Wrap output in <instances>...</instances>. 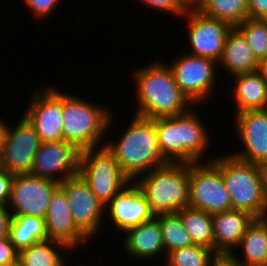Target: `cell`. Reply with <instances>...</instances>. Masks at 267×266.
I'll list each match as a JSON object with an SVG mask.
<instances>
[{"label": "cell", "mask_w": 267, "mask_h": 266, "mask_svg": "<svg viewBox=\"0 0 267 266\" xmlns=\"http://www.w3.org/2000/svg\"><path fill=\"white\" fill-rule=\"evenodd\" d=\"M79 175L105 206L131 182L105 146L81 151Z\"/></svg>", "instance_id": "obj_7"}, {"label": "cell", "mask_w": 267, "mask_h": 266, "mask_svg": "<svg viewBox=\"0 0 267 266\" xmlns=\"http://www.w3.org/2000/svg\"><path fill=\"white\" fill-rule=\"evenodd\" d=\"M236 113L267 109V81L261 70L232 77Z\"/></svg>", "instance_id": "obj_21"}, {"label": "cell", "mask_w": 267, "mask_h": 266, "mask_svg": "<svg viewBox=\"0 0 267 266\" xmlns=\"http://www.w3.org/2000/svg\"><path fill=\"white\" fill-rule=\"evenodd\" d=\"M81 151L73 144L42 142L34 158L30 174L58 183L79 175Z\"/></svg>", "instance_id": "obj_15"}, {"label": "cell", "mask_w": 267, "mask_h": 266, "mask_svg": "<svg viewBox=\"0 0 267 266\" xmlns=\"http://www.w3.org/2000/svg\"><path fill=\"white\" fill-rule=\"evenodd\" d=\"M215 252L201 245L176 249L166 255L165 266H209Z\"/></svg>", "instance_id": "obj_30"}, {"label": "cell", "mask_w": 267, "mask_h": 266, "mask_svg": "<svg viewBox=\"0 0 267 266\" xmlns=\"http://www.w3.org/2000/svg\"><path fill=\"white\" fill-rule=\"evenodd\" d=\"M255 217L241 210L229 209L212 215L213 251L233 253Z\"/></svg>", "instance_id": "obj_19"}, {"label": "cell", "mask_w": 267, "mask_h": 266, "mask_svg": "<svg viewBox=\"0 0 267 266\" xmlns=\"http://www.w3.org/2000/svg\"><path fill=\"white\" fill-rule=\"evenodd\" d=\"M213 157V158H212ZM222 173L231 200V209L246 211L255 218L267 217V199L264 192L261 165L237 159L232 155H212Z\"/></svg>", "instance_id": "obj_4"}, {"label": "cell", "mask_w": 267, "mask_h": 266, "mask_svg": "<svg viewBox=\"0 0 267 266\" xmlns=\"http://www.w3.org/2000/svg\"><path fill=\"white\" fill-rule=\"evenodd\" d=\"M141 176L134 182L156 216L174 214L189 207L188 163H167Z\"/></svg>", "instance_id": "obj_6"}, {"label": "cell", "mask_w": 267, "mask_h": 266, "mask_svg": "<svg viewBox=\"0 0 267 266\" xmlns=\"http://www.w3.org/2000/svg\"><path fill=\"white\" fill-rule=\"evenodd\" d=\"M11 266H21L19 263H16L14 265H11Z\"/></svg>", "instance_id": "obj_42"}, {"label": "cell", "mask_w": 267, "mask_h": 266, "mask_svg": "<svg viewBox=\"0 0 267 266\" xmlns=\"http://www.w3.org/2000/svg\"><path fill=\"white\" fill-rule=\"evenodd\" d=\"M14 176L15 174L4 168L0 170V206L2 207L8 208Z\"/></svg>", "instance_id": "obj_34"}, {"label": "cell", "mask_w": 267, "mask_h": 266, "mask_svg": "<svg viewBox=\"0 0 267 266\" xmlns=\"http://www.w3.org/2000/svg\"><path fill=\"white\" fill-rule=\"evenodd\" d=\"M260 64L243 35L233 27L227 35L223 55L218 65L233 77L260 70Z\"/></svg>", "instance_id": "obj_22"}, {"label": "cell", "mask_w": 267, "mask_h": 266, "mask_svg": "<svg viewBox=\"0 0 267 266\" xmlns=\"http://www.w3.org/2000/svg\"><path fill=\"white\" fill-rule=\"evenodd\" d=\"M64 250H69L65 244L48 239L20 250L18 263L21 266H67L61 255Z\"/></svg>", "instance_id": "obj_26"}, {"label": "cell", "mask_w": 267, "mask_h": 266, "mask_svg": "<svg viewBox=\"0 0 267 266\" xmlns=\"http://www.w3.org/2000/svg\"><path fill=\"white\" fill-rule=\"evenodd\" d=\"M8 237L18 251L32 244L48 240L45 218L12 216Z\"/></svg>", "instance_id": "obj_24"}, {"label": "cell", "mask_w": 267, "mask_h": 266, "mask_svg": "<svg viewBox=\"0 0 267 266\" xmlns=\"http://www.w3.org/2000/svg\"><path fill=\"white\" fill-rule=\"evenodd\" d=\"M111 111L107 105L63 93V140L80 151L103 147L101 140L115 120Z\"/></svg>", "instance_id": "obj_5"}, {"label": "cell", "mask_w": 267, "mask_h": 266, "mask_svg": "<svg viewBox=\"0 0 267 266\" xmlns=\"http://www.w3.org/2000/svg\"><path fill=\"white\" fill-rule=\"evenodd\" d=\"M215 253L210 260L209 266H242L237 260L238 253Z\"/></svg>", "instance_id": "obj_35"}, {"label": "cell", "mask_w": 267, "mask_h": 266, "mask_svg": "<svg viewBox=\"0 0 267 266\" xmlns=\"http://www.w3.org/2000/svg\"><path fill=\"white\" fill-rule=\"evenodd\" d=\"M2 169V165H1V154H0V170Z\"/></svg>", "instance_id": "obj_41"}, {"label": "cell", "mask_w": 267, "mask_h": 266, "mask_svg": "<svg viewBox=\"0 0 267 266\" xmlns=\"http://www.w3.org/2000/svg\"><path fill=\"white\" fill-rule=\"evenodd\" d=\"M59 187L65 192L76 227L91 241L102 230L106 206L80 175L62 181Z\"/></svg>", "instance_id": "obj_13"}, {"label": "cell", "mask_w": 267, "mask_h": 266, "mask_svg": "<svg viewBox=\"0 0 267 266\" xmlns=\"http://www.w3.org/2000/svg\"><path fill=\"white\" fill-rule=\"evenodd\" d=\"M6 128H7V124L5 123V120L3 121V118H0V152L3 147Z\"/></svg>", "instance_id": "obj_38"}, {"label": "cell", "mask_w": 267, "mask_h": 266, "mask_svg": "<svg viewBox=\"0 0 267 266\" xmlns=\"http://www.w3.org/2000/svg\"><path fill=\"white\" fill-rule=\"evenodd\" d=\"M123 249L126 255L134 257V259L154 260L155 256L163 255L164 245L160 227V215L154 219L142 223L136 227L128 229L125 232Z\"/></svg>", "instance_id": "obj_20"}, {"label": "cell", "mask_w": 267, "mask_h": 266, "mask_svg": "<svg viewBox=\"0 0 267 266\" xmlns=\"http://www.w3.org/2000/svg\"><path fill=\"white\" fill-rule=\"evenodd\" d=\"M248 16L251 19L267 20V0H249Z\"/></svg>", "instance_id": "obj_36"}, {"label": "cell", "mask_w": 267, "mask_h": 266, "mask_svg": "<svg viewBox=\"0 0 267 266\" xmlns=\"http://www.w3.org/2000/svg\"><path fill=\"white\" fill-rule=\"evenodd\" d=\"M195 245L213 250L212 215L191 207L177 212Z\"/></svg>", "instance_id": "obj_27"}, {"label": "cell", "mask_w": 267, "mask_h": 266, "mask_svg": "<svg viewBox=\"0 0 267 266\" xmlns=\"http://www.w3.org/2000/svg\"><path fill=\"white\" fill-rule=\"evenodd\" d=\"M175 59L168 64V67L172 70L175 82L188 99L197 106L212 99L210 97H213L217 85L218 63L185 51Z\"/></svg>", "instance_id": "obj_9"}, {"label": "cell", "mask_w": 267, "mask_h": 266, "mask_svg": "<svg viewBox=\"0 0 267 266\" xmlns=\"http://www.w3.org/2000/svg\"><path fill=\"white\" fill-rule=\"evenodd\" d=\"M261 170L263 174V182H264V192L267 199V163L261 165Z\"/></svg>", "instance_id": "obj_39"}, {"label": "cell", "mask_w": 267, "mask_h": 266, "mask_svg": "<svg viewBox=\"0 0 267 266\" xmlns=\"http://www.w3.org/2000/svg\"><path fill=\"white\" fill-rule=\"evenodd\" d=\"M260 70L262 71V73L264 74V77L267 81V59L263 60L260 64Z\"/></svg>", "instance_id": "obj_40"}, {"label": "cell", "mask_w": 267, "mask_h": 266, "mask_svg": "<svg viewBox=\"0 0 267 266\" xmlns=\"http://www.w3.org/2000/svg\"><path fill=\"white\" fill-rule=\"evenodd\" d=\"M105 211L107 219L110 217L112 225L122 233L156 217L146 196L134 181L111 199Z\"/></svg>", "instance_id": "obj_17"}, {"label": "cell", "mask_w": 267, "mask_h": 266, "mask_svg": "<svg viewBox=\"0 0 267 266\" xmlns=\"http://www.w3.org/2000/svg\"><path fill=\"white\" fill-rule=\"evenodd\" d=\"M182 18L186 19L188 26L187 38L191 48L188 53L218 63L223 55L227 35L233 27L226 21L205 16L193 5Z\"/></svg>", "instance_id": "obj_11"}, {"label": "cell", "mask_w": 267, "mask_h": 266, "mask_svg": "<svg viewBox=\"0 0 267 266\" xmlns=\"http://www.w3.org/2000/svg\"><path fill=\"white\" fill-rule=\"evenodd\" d=\"M58 187L59 183L51 179L30 173L16 174L12 183L8 210L12 216L45 218L51 197Z\"/></svg>", "instance_id": "obj_12"}, {"label": "cell", "mask_w": 267, "mask_h": 266, "mask_svg": "<svg viewBox=\"0 0 267 266\" xmlns=\"http://www.w3.org/2000/svg\"><path fill=\"white\" fill-rule=\"evenodd\" d=\"M127 129L104 146L114 156L121 171L135 181L141 175L166 165L157 139L155 120L134 114Z\"/></svg>", "instance_id": "obj_2"}, {"label": "cell", "mask_w": 267, "mask_h": 266, "mask_svg": "<svg viewBox=\"0 0 267 266\" xmlns=\"http://www.w3.org/2000/svg\"><path fill=\"white\" fill-rule=\"evenodd\" d=\"M11 213L8 208L0 206V239L8 237Z\"/></svg>", "instance_id": "obj_37"}, {"label": "cell", "mask_w": 267, "mask_h": 266, "mask_svg": "<svg viewBox=\"0 0 267 266\" xmlns=\"http://www.w3.org/2000/svg\"><path fill=\"white\" fill-rule=\"evenodd\" d=\"M189 207L211 215L231 209L222 173L212 160L189 164Z\"/></svg>", "instance_id": "obj_8"}, {"label": "cell", "mask_w": 267, "mask_h": 266, "mask_svg": "<svg viewBox=\"0 0 267 266\" xmlns=\"http://www.w3.org/2000/svg\"><path fill=\"white\" fill-rule=\"evenodd\" d=\"M235 135L243 149L231 154L245 162L267 163V109L250 110L234 114ZM242 151V152H241Z\"/></svg>", "instance_id": "obj_16"}, {"label": "cell", "mask_w": 267, "mask_h": 266, "mask_svg": "<svg viewBox=\"0 0 267 266\" xmlns=\"http://www.w3.org/2000/svg\"><path fill=\"white\" fill-rule=\"evenodd\" d=\"M152 10H159L165 13L173 14L175 17H182L192 5L189 0H138Z\"/></svg>", "instance_id": "obj_31"}, {"label": "cell", "mask_w": 267, "mask_h": 266, "mask_svg": "<svg viewBox=\"0 0 267 266\" xmlns=\"http://www.w3.org/2000/svg\"><path fill=\"white\" fill-rule=\"evenodd\" d=\"M19 251L9 237L0 239V266H11L18 263Z\"/></svg>", "instance_id": "obj_33"}, {"label": "cell", "mask_w": 267, "mask_h": 266, "mask_svg": "<svg viewBox=\"0 0 267 266\" xmlns=\"http://www.w3.org/2000/svg\"><path fill=\"white\" fill-rule=\"evenodd\" d=\"M36 18H48L61 0H23Z\"/></svg>", "instance_id": "obj_32"}, {"label": "cell", "mask_w": 267, "mask_h": 266, "mask_svg": "<svg viewBox=\"0 0 267 266\" xmlns=\"http://www.w3.org/2000/svg\"><path fill=\"white\" fill-rule=\"evenodd\" d=\"M236 250L242 251L237 258L242 266H267V217L254 219Z\"/></svg>", "instance_id": "obj_23"}, {"label": "cell", "mask_w": 267, "mask_h": 266, "mask_svg": "<svg viewBox=\"0 0 267 266\" xmlns=\"http://www.w3.org/2000/svg\"><path fill=\"white\" fill-rule=\"evenodd\" d=\"M192 5L205 16L226 21L232 27L249 18V0H194Z\"/></svg>", "instance_id": "obj_25"}, {"label": "cell", "mask_w": 267, "mask_h": 266, "mask_svg": "<svg viewBox=\"0 0 267 266\" xmlns=\"http://www.w3.org/2000/svg\"><path fill=\"white\" fill-rule=\"evenodd\" d=\"M158 146L167 163H197L204 154L212 136L193 107L181 114L155 118Z\"/></svg>", "instance_id": "obj_3"}, {"label": "cell", "mask_w": 267, "mask_h": 266, "mask_svg": "<svg viewBox=\"0 0 267 266\" xmlns=\"http://www.w3.org/2000/svg\"><path fill=\"white\" fill-rule=\"evenodd\" d=\"M45 223L48 239L63 243L71 250L90 244V240L76 227L65 192L60 187L51 197Z\"/></svg>", "instance_id": "obj_18"}, {"label": "cell", "mask_w": 267, "mask_h": 266, "mask_svg": "<svg viewBox=\"0 0 267 266\" xmlns=\"http://www.w3.org/2000/svg\"><path fill=\"white\" fill-rule=\"evenodd\" d=\"M15 128L7 125L1 149L2 168L12 174L30 173L41 140L34 127L22 115Z\"/></svg>", "instance_id": "obj_14"}, {"label": "cell", "mask_w": 267, "mask_h": 266, "mask_svg": "<svg viewBox=\"0 0 267 266\" xmlns=\"http://www.w3.org/2000/svg\"><path fill=\"white\" fill-rule=\"evenodd\" d=\"M131 74L137 98L134 114L155 119L181 115L195 106L175 82L167 63L153 61Z\"/></svg>", "instance_id": "obj_1"}, {"label": "cell", "mask_w": 267, "mask_h": 266, "mask_svg": "<svg viewBox=\"0 0 267 266\" xmlns=\"http://www.w3.org/2000/svg\"><path fill=\"white\" fill-rule=\"evenodd\" d=\"M160 227L163 237L165 257L168 253L176 249L194 245L177 213L160 214Z\"/></svg>", "instance_id": "obj_28"}, {"label": "cell", "mask_w": 267, "mask_h": 266, "mask_svg": "<svg viewBox=\"0 0 267 266\" xmlns=\"http://www.w3.org/2000/svg\"><path fill=\"white\" fill-rule=\"evenodd\" d=\"M54 85L45 86L32 93L23 116L37 132L41 142L63 141V92Z\"/></svg>", "instance_id": "obj_10"}, {"label": "cell", "mask_w": 267, "mask_h": 266, "mask_svg": "<svg viewBox=\"0 0 267 266\" xmlns=\"http://www.w3.org/2000/svg\"><path fill=\"white\" fill-rule=\"evenodd\" d=\"M235 28L243 35L253 55L261 63L267 59V20L247 18Z\"/></svg>", "instance_id": "obj_29"}]
</instances>
